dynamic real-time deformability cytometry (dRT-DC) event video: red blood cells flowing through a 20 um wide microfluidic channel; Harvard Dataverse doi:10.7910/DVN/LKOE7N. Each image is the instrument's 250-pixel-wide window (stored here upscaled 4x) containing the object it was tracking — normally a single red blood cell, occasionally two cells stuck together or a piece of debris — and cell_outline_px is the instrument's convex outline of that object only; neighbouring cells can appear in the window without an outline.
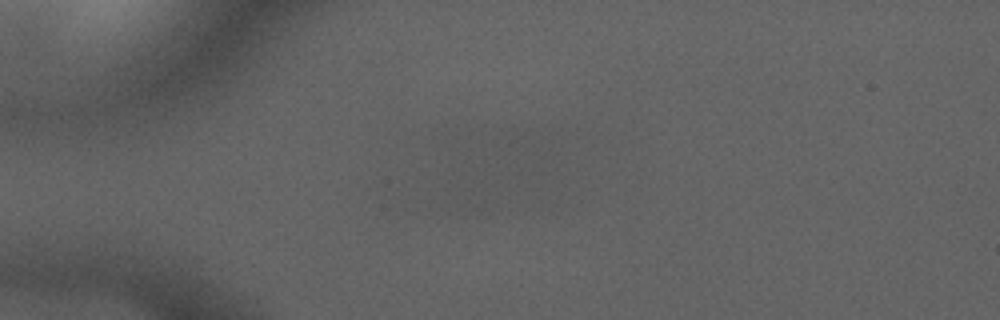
{"species": "common noctule bat (a hibernating species)", "species_latin": "Nyctalus noctula", "temperature_condition": "cold", "stored_images_in_passage": 3, "camera_frame_rate_fps": 3000, "um_per_image_px": 0.085, "animal": {"sex": "male", "forearm_length_mm": 52.5}, "frame": {"image": 1, "passage_image": 3, "time_ms": 3.667, "image_size_px": [1000, 320], "cell_outline_px": [[500, 176], [484, 208], [480, 208], [444, 204], [448, 180], [452, 168], [472, 164], [488, 164]], "centroid_in_image_um": [40.03, 15.77], "position_along_channel_um": 45.0, "area_um2": 13.53}}